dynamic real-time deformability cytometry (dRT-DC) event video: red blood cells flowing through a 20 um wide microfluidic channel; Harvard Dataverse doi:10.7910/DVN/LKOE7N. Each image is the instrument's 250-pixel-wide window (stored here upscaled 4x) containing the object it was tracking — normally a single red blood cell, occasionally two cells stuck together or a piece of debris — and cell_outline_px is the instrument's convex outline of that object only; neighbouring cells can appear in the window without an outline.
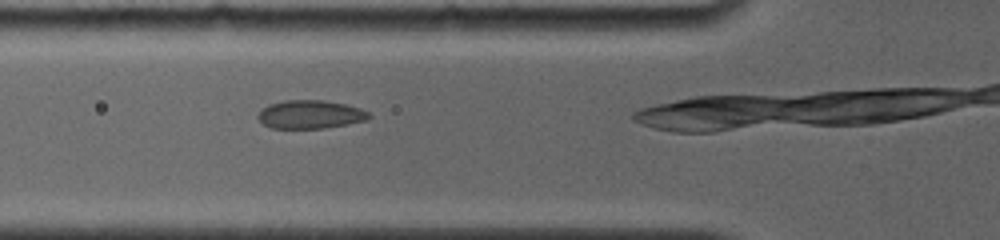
{"species": "common noctule bat (a hibernating species)", "species_latin": "Nyctalus noctula", "temperature_condition": "room temperature", "stored_images_in_passage": 6, "camera_frame_rate_fps": 4000, "um_per_image_px": 0.085, "animal": {"sex": "female", "body_mass_g": 19.0, "forearm_length_mm": 56.7}, "frame": {"image": 1, "passage_image": 3, "time_ms": 1.5, "image_size_px": [1000, 240], "cell_outline_px": [[372, 116], [368, 120], [348, 124], [324, 128], [272, 128], [264, 124], [256, 116], [268, 104], [284, 100], [324, 100], [344, 104], [360, 108], [368, 112]], "centroid_in_image_um": [26.4, 9.72], "position_along_channel_um": 99.4, "area_um2": 18.32}}
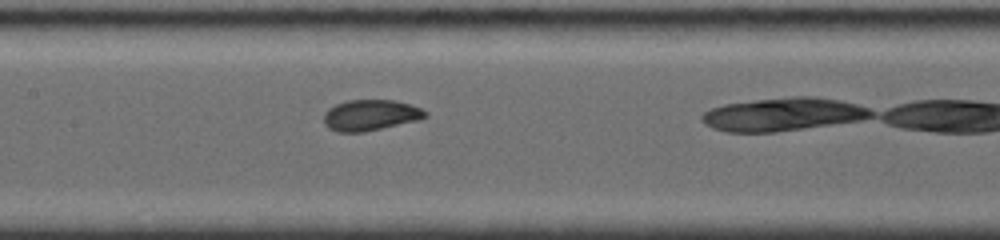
{"frame": {"image": 2, "passage_image": 6, "time_ms": 3.5, "image_size_px": [1000, 240], "cell_outline_px": [[428, 116], [420, 120], [364, 132], [340, 132], [328, 128], [324, 124], [324, 112], [328, 108], [336, 104], [348, 100], [392, 100], [408, 104], [420, 108], [428, 112]], "centroid_in_image_um": [31.49, 9.79], "position_along_channel_um": 175.9, "area_um2": 18.32}}